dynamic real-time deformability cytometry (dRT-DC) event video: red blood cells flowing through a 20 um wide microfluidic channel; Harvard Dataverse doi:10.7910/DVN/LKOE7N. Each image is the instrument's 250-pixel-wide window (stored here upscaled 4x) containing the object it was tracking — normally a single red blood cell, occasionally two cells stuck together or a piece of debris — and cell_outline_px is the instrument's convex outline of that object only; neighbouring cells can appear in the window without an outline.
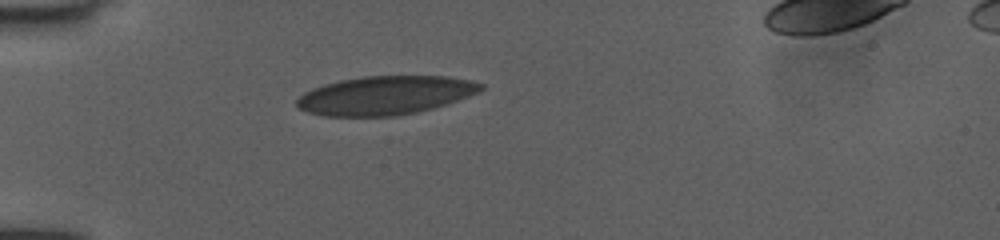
{"species": "human", "species_latin": "Homo sapiens", "temperature_condition": "room temperature", "stored_images_in_passage": 15, "camera_frame_rate_fps": 3000, "um_per_image_px": 0.085, "donor": {"sex": "female"}, "frame": {"image": 1, "passage_image": 1, "time_ms": 0.0, "image_size_px": [1000, 240], "cell_outline_px": [[484, 88], [480, 92], [432, 108], [416, 112], [396, 116], [324, 116], [308, 112], [300, 108], [296, 104], [296, 100], [304, 92], [312, 88], [324, 84], [340, 80], [364, 76], [444, 76], [472, 80], [484, 84]], "centroid_in_image_um": [32.74, 8.1], "position_along_channel_um": 52.3, "area_um2": 41.38}}
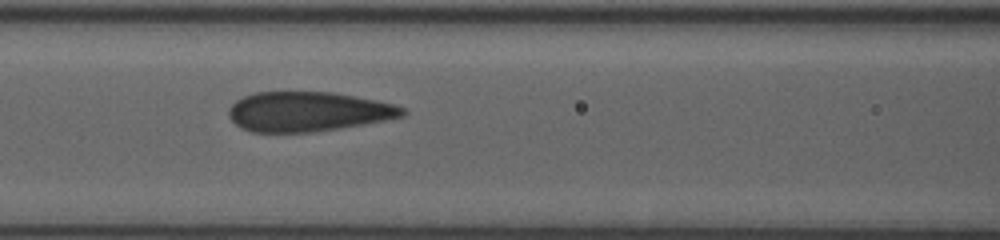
{"frame": {"image": 2, "passage_image": 9, "time_ms": 2.667, "image_size_px": [1000, 240], "cell_outline_px": [[408, 112], [404, 116], [364, 124], [340, 128], [312, 132], [252, 132], [240, 128], [228, 116], [228, 108], [236, 100], [244, 96], [256, 92], [332, 92], [376, 100], [392, 104], [404, 108]], "centroid_in_image_um": [26.15, 9.49], "position_along_channel_um": 140.4, "area_um2": 40.17}}
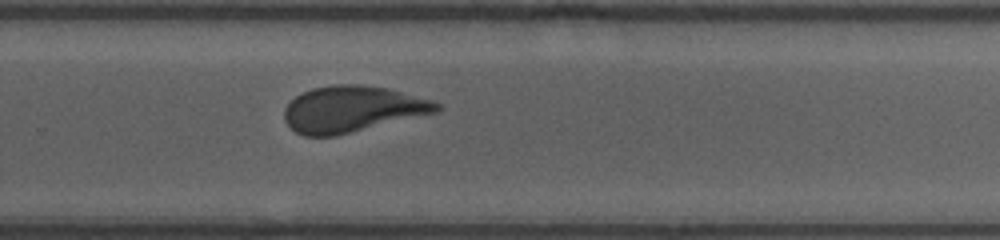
{"frame": {"image": 3, "passage_image": 15, "time_ms": 4.667, "image_size_px": [1000, 240], "cell_outline_px": [[440, 108], [436, 112], [336, 136], [304, 136], [288, 128], [284, 120], [284, 108], [296, 96], [312, 88], [336, 84], [356, 84], [388, 88], [432, 100], [440, 104]], "centroid_in_image_um": [29.9, 9.28], "position_along_channel_um": 299.9, "area_um2": 40.86}}